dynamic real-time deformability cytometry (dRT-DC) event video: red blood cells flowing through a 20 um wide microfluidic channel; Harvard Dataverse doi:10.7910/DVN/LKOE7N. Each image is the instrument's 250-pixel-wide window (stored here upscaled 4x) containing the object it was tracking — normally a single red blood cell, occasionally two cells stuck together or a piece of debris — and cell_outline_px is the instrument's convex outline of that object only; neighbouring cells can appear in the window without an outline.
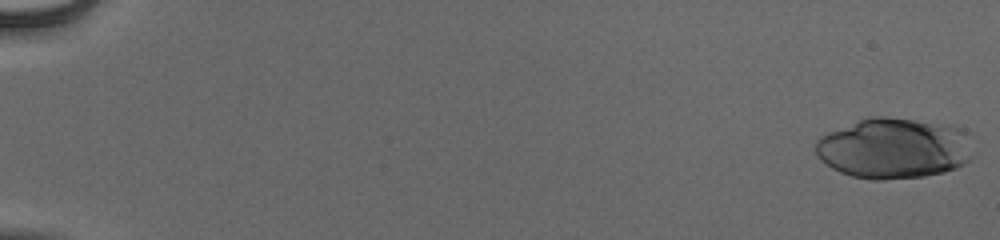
{"species": "human", "species_latin": "Homo sapiens", "temperature_condition": "cold", "stored_images_in_passage": 37, "camera_frame_rate_fps": 3000, "um_per_image_px": 0.085, "donor": {"sex": "male"}, "frame": {"image": 1, "passage_image": 1, "time_ms": 0.0, "image_size_px": [1000, 240], "cell_outline_px": [[972, 156], [964, 164], [956, 168], [944, 172], [924, 176], [880, 180], [876, 180], [852, 176], [840, 172], [832, 168], [816, 156], [816, 140], [820, 136], [868, 116], [884, 116], [948, 124], [964, 128]], "centroid_in_image_um": [75.97, 12.6], "position_along_channel_um": 9.0, "area_um2": 55.66}}
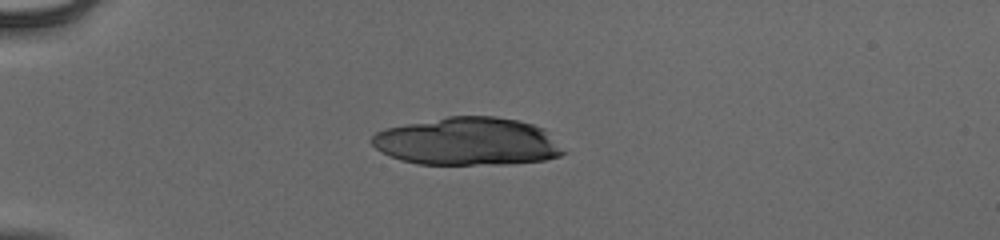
{"frame": {"image": 2, "passage_image": 16, "time_ms": 5.0, "image_size_px": [1000, 240], "cell_outline_px": [[568, 152], [560, 156], [544, 160], [508, 164], [416, 164], [400, 160], [380, 152], [368, 140], [376, 132], [384, 128], [448, 116], [496, 116], [516, 120], [532, 124], [544, 128]], "centroid_in_image_um": [39.74, 12.03], "position_along_channel_um": 45.3, "area_um2": 53.87}}